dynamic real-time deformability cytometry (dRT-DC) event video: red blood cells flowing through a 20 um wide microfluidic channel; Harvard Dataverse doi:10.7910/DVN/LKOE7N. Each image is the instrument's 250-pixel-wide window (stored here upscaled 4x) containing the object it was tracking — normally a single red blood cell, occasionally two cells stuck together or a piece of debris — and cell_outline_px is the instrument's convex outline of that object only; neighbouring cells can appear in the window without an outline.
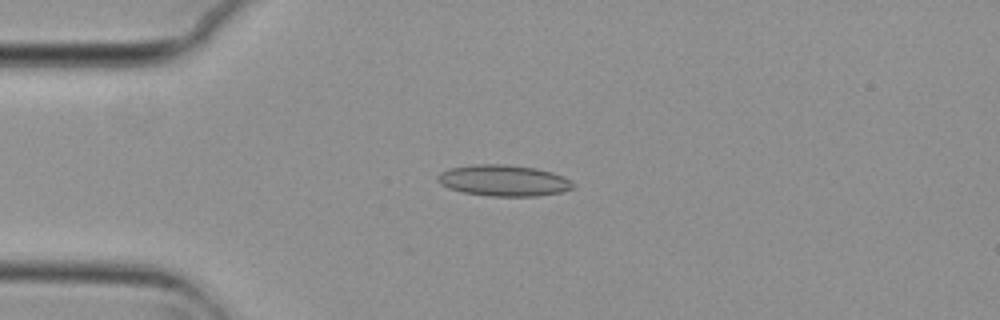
{"species": "common noctule bat (a hibernating species)", "species_latin": "Nyctalus noctula", "temperature_condition": "cold", "stored_images_in_passage": 5, "camera_frame_rate_fps": 3000, "um_per_image_px": 0.085, "animal": {"sex": "female", "body_mass_g": 29.2, "forearm_length_mm": 56.3}, "frame": {"image": 1, "passage_image": 4, "time_ms": 1.0, "image_size_px": [1000, 320], "cell_outline_px": [[576, 188], [560, 192], [536, 196], [488, 196], [464, 192], [448, 188], [440, 184], [436, 180], [436, 176], [440, 172], [448, 168], [476, 164], [504, 164], [536, 168], [552, 172], [564, 176]], "centroid_in_image_um": [42.77, 15.34], "position_along_channel_um": 42.2, "area_um2": 24.68}}